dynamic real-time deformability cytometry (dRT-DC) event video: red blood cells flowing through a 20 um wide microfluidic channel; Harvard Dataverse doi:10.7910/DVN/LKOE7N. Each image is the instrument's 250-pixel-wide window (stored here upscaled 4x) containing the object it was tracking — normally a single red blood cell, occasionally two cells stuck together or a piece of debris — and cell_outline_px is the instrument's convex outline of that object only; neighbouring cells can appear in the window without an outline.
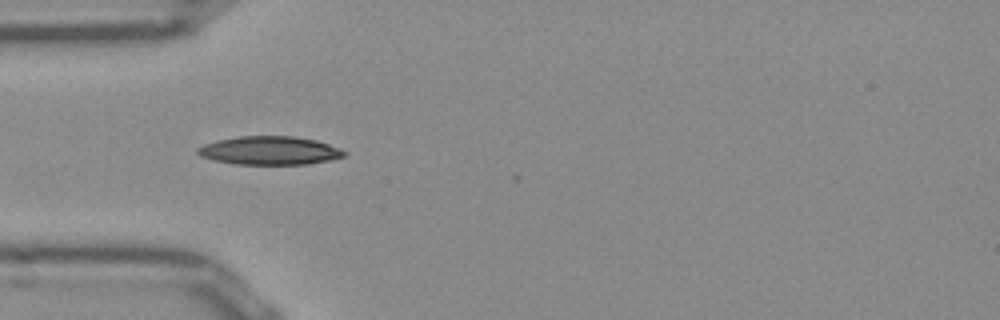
{"species": "Egyptian fruit bat (a non-hibernating species)", "species_latin": "Rousettus aegyptiacus", "temperature_condition": "room temperature", "stored_images_in_passage": 25, "camera_frame_rate_fps": 3000, "um_per_image_px": 0.085, "frame": {"image": 1, "passage_image": 4, "time_ms": 1.0, "image_size_px": [1000, 320], "cell_outline_px": [[348, 152], [344, 156], [328, 160], [308, 164], [236, 164], [216, 160], [200, 156], [196, 152], [196, 148], [204, 144], [216, 140], [240, 136], [292, 136], [316, 140], [340, 148]], "centroid_in_image_um": [22.91, 12.79], "position_along_channel_um": 62.1, "area_um2": 24.22}}
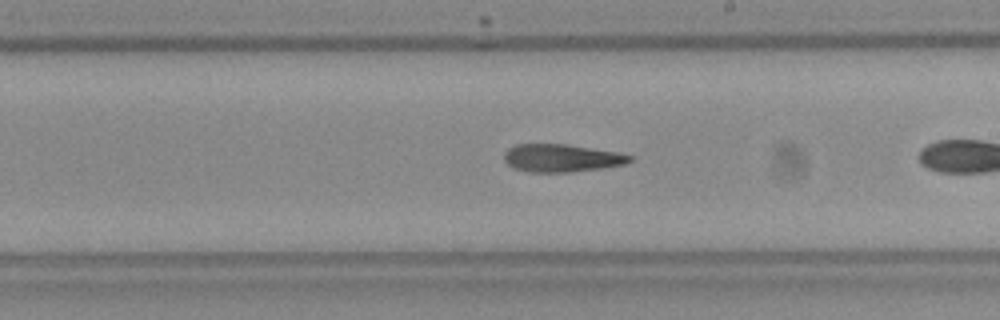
{"frame": {"image": 2, "passage_image": 15, "time_ms": 4.667, "image_size_px": [1000, 320], "cell_outline_px": [[632, 160], [624, 164], [604, 168], [572, 172], [532, 172], [516, 168], [508, 164], [504, 160], [504, 152], [508, 148], [516, 144], [568, 144], [616, 152], [632, 156]], "centroid_in_image_um": [47.73, 13.43], "position_along_channel_um": 241.3, "area_um2": 20.29}}
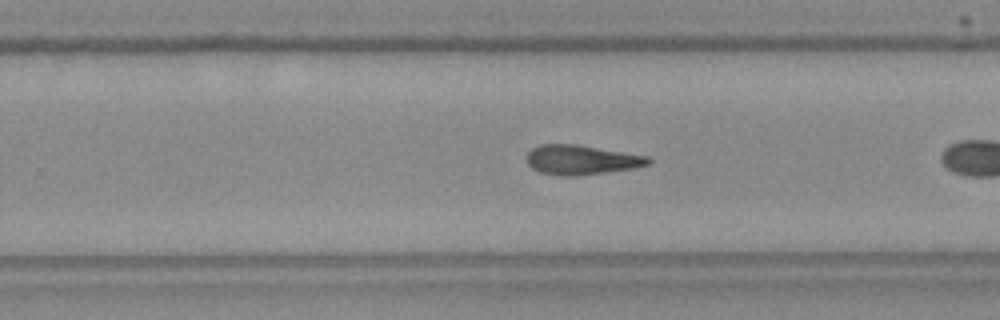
{"frame": {"image": 3, "passage_image": 18, "time_ms": 5.667, "image_size_px": [1000, 320], "cell_outline_px": [[652, 160], [648, 164], [636, 168], [576, 176], [564, 176], [540, 172], [532, 168], [528, 164], [524, 156], [532, 148], [540, 144], [576, 144], [648, 156]], "centroid_in_image_um": [49.39, 13.58], "position_along_channel_um": 280.4, "area_um2": 21.04}}